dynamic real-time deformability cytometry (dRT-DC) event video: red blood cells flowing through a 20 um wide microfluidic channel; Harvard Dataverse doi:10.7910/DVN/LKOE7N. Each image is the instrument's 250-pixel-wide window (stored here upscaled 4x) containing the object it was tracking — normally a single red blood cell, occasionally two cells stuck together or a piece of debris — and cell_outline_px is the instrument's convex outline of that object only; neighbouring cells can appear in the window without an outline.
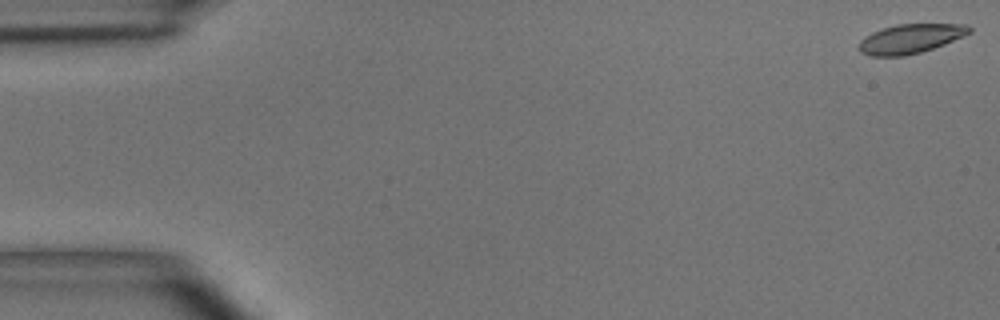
{"species": "common noctule bat (a hibernating species)", "species_latin": "Nyctalus noctula", "temperature_condition": "room temperature", "stored_images_in_passage": 5, "camera_frame_rate_fps": 3000, "um_per_image_px": 0.085, "animal": {"sex": "male", "body_mass_g": 15.6}, "frame": {"image": 1, "passage_image": 1, "time_ms": 0.0, "image_size_px": [1000, 320], "cell_outline_px": [[972, 32], [964, 36], [944, 44], [920, 52], [904, 56], [868, 56], [860, 52], [860, 40], [872, 32], [896, 24], [968, 24], [972, 28]], "centroid_in_image_um": [77.41, 3.28], "position_along_channel_um": 7.6, "area_um2": 18.79}}
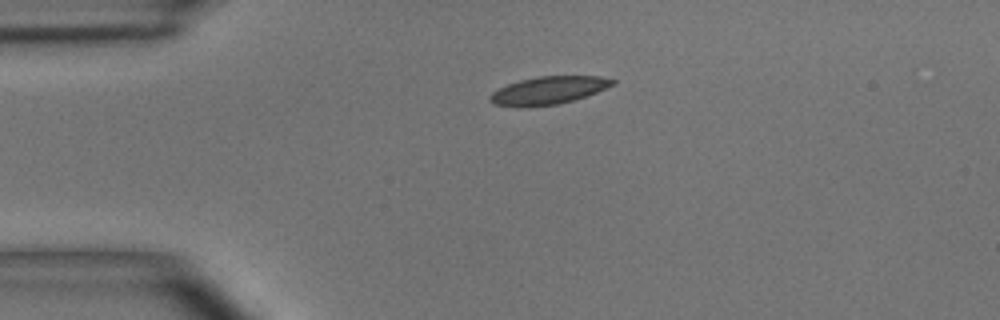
{"frame": {"image": 2, "passage_image": 4, "time_ms": 3.667, "image_size_px": [1000, 320], "cell_outline_px": [[616, 84], [596, 92], [572, 100], [556, 104], [492, 104], [488, 100], [488, 96], [492, 92], [508, 84], [520, 80], [540, 76], [600, 76], [616, 80]], "centroid_in_image_um": [46.68, 7.63], "position_along_channel_um": 38.3, "area_um2": 18.96}}